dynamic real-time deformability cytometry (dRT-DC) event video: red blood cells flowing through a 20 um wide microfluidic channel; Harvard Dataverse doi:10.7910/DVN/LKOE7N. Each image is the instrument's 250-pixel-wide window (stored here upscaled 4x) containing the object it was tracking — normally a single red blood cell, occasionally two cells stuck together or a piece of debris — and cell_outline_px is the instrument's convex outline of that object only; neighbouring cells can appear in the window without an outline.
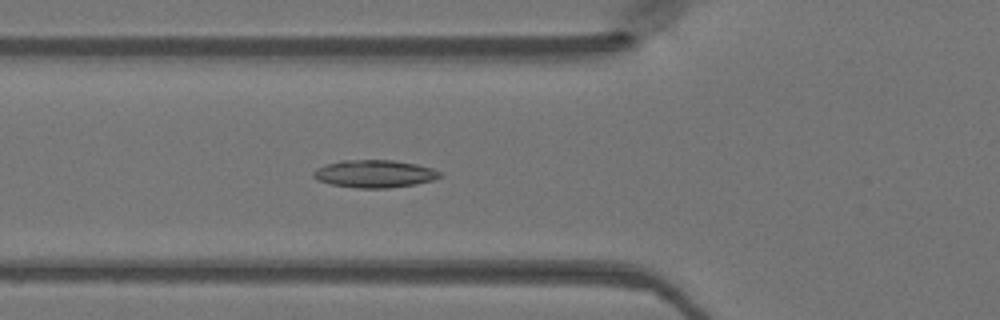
{"species": "Egyptian fruit bat (a non-hibernating species)", "species_latin": "Rousettus aegyptiacus", "temperature_condition": "warm", "stored_images_in_passage": 44, "camera_frame_rate_fps": 3000, "um_per_image_px": 0.085, "animal": {"sex": "female"}, "frame": {"image": 1, "passage_image": 13, "time_ms": 4.0, "image_size_px": [1000, 320], "cell_outline_px": [[440, 176], [432, 180], [416, 184], [388, 188], [356, 188], [332, 184], [316, 180], [312, 176], [312, 172], [316, 168], [324, 164], [340, 160], [392, 160], [416, 164], [432, 168], [440, 172]], "centroid_in_image_um": [31.77, 14.77], "position_along_channel_um": 94.0, "area_um2": 20.4}}
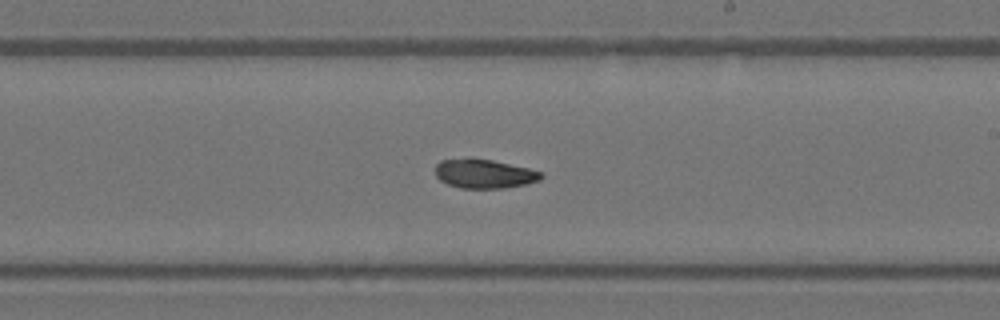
{"frame": {"image": 2, "passage_image": 24, "time_ms": 7.667, "image_size_px": [1000, 320], "cell_outline_px": [[544, 176], [540, 180], [524, 184], [504, 188], [460, 188], [448, 184], [440, 180], [436, 176], [436, 164], [440, 160], [492, 160], [528, 168], [544, 172]], "centroid_in_image_um": [41.2, 14.79], "position_along_channel_um": 247.8, "area_um2": 17.51}}
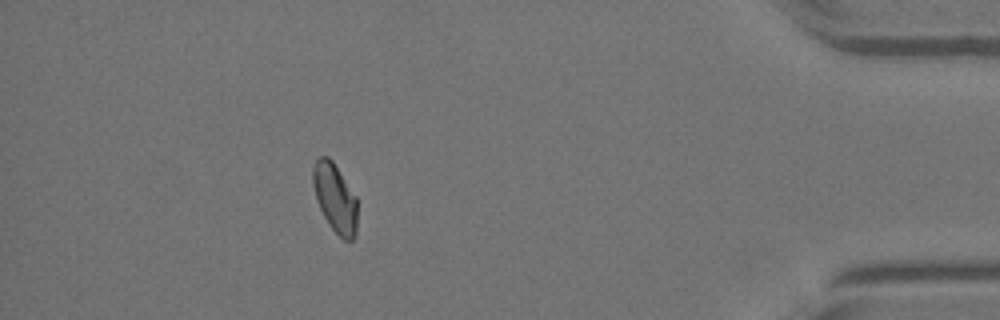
{"frame": {"image": 3, "passage_image": 39, "time_ms": 12.667, "image_size_px": [1000, 320], "cell_outline_px": [[356, 232], [352, 240], [344, 240], [328, 224], [316, 200], [312, 184], [312, 168], [316, 160], [320, 156], [328, 156], [332, 160], [356, 196]], "centroid_in_image_um": [28.45, 16.8], "position_along_channel_um": 406.7, "area_um2": 17.69}}